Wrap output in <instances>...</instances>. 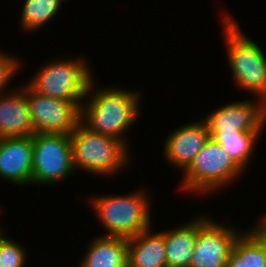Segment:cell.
<instances>
[{
    "mask_svg": "<svg viewBox=\"0 0 266 267\" xmlns=\"http://www.w3.org/2000/svg\"><path fill=\"white\" fill-rule=\"evenodd\" d=\"M94 82L93 79L89 85L88 99L82 103L80 121L94 132L122 140L130 148L125 133L130 132L129 128L141 114L142 95L113 85L96 88Z\"/></svg>",
    "mask_w": 266,
    "mask_h": 267,
    "instance_id": "cell-1",
    "label": "cell"
},
{
    "mask_svg": "<svg viewBox=\"0 0 266 267\" xmlns=\"http://www.w3.org/2000/svg\"><path fill=\"white\" fill-rule=\"evenodd\" d=\"M223 13L220 16L224 31L222 35L235 86L262 99L266 95V53L258 42L241 30L230 14Z\"/></svg>",
    "mask_w": 266,
    "mask_h": 267,
    "instance_id": "cell-2",
    "label": "cell"
},
{
    "mask_svg": "<svg viewBox=\"0 0 266 267\" xmlns=\"http://www.w3.org/2000/svg\"><path fill=\"white\" fill-rule=\"evenodd\" d=\"M131 192L123 196L106 194L87 199L107 231L103 236L131 239L152 228L150 195L142 188Z\"/></svg>",
    "mask_w": 266,
    "mask_h": 267,
    "instance_id": "cell-3",
    "label": "cell"
},
{
    "mask_svg": "<svg viewBox=\"0 0 266 267\" xmlns=\"http://www.w3.org/2000/svg\"><path fill=\"white\" fill-rule=\"evenodd\" d=\"M70 138L75 171L84 170L87 174L108 178L131 164L130 148L122 140L94 132L81 121Z\"/></svg>",
    "mask_w": 266,
    "mask_h": 267,
    "instance_id": "cell-4",
    "label": "cell"
},
{
    "mask_svg": "<svg viewBox=\"0 0 266 267\" xmlns=\"http://www.w3.org/2000/svg\"><path fill=\"white\" fill-rule=\"evenodd\" d=\"M85 57H57L37 68L27 84L39 94L70 102H83L95 78Z\"/></svg>",
    "mask_w": 266,
    "mask_h": 267,
    "instance_id": "cell-5",
    "label": "cell"
},
{
    "mask_svg": "<svg viewBox=\"0 0 266 267\" xmlns=\"http://www.w3.org/2000/svg\"><path fill=\"white\" fill-rule=\"evenodd\" d=\"M243 172L226 150L210 137L191 165L182 172L179 189L192 195H207L226 188L241 178Z\"/></svg>",
    "mask_w": 266,
    "mask_h": 267,
    "instance_id": "cell-6",
    "label": "cell"
},
{
    "mask_svg": "<svg viewBox=\"0 0 266 267\" xmlns=\"http://www.w3.org/2000/svg\"><path fill=\"white\" fill-rule=\"evenodd\" d=\"M32 184L53 186L74 175L70 134L34 133Z\"/></svg>",
    "mask_w": 266,
    "mask_h": 267,
    "instance_id": "cell-7",
    "label": "cell"
},
{
    "mask_svg": "<svg viewBox=\"0 0 266 267\" xmlns=\"http://www.w3.org/2000/svg\"><path fill=\"white\" fill-rule=\"evenodd\" d=\"M26 96L34 133L71 134L80 122L83 102L44 96L27 83Z\"/></svg>",
    "mask_w": 266,
    "mask_h": 267,
    "instance_id": "cell-8",
    "label": "cell"
},
{
    "mask_svg": "<svg viewBox=\"0 0 266 267\" xmlns=\"http://www.w3.org/2000/svg\"><path fill=\"white\" fill-rule=\"evenodd\" d=\"M220 106L214 109L204 121L210 133H240L245 131H264L266 107L258 97ZM258 100V101H257ZM260 100V101H259Z\"/></svg>",
    "mask_w": 266,
    "mask_h": 267,
    "instance_id": "cell-9",
    "label": "cell"
},
{
    "mask_svg": "<svg viewBox=\"0 0 266 267\" xmlns=\"http://www.w3.org/2000/svg\"><path fill=\"white\" fill-rule=\"evenodd\" d=\"M241 232L211 217L197 232L190 267H226L234 241Z\"/></svg>",
    "mask_w": 266,
    "mask_h": 267,
    "instance_id": "cell-10",
    "label": "cell"
},
{
    "mask_svg": "<svg viewBox=\"0 0 266 267\" xmlns=\"http://www.w3.org/2000/svg\"><path fill=\"white\" fill-rule=\"evenodd\" d=\"M209 139L210 132L204 119L181 125L165 139L163 156L170 165L184 172Z\"/></svg>",
    "mask_w": 266,
    "mask_h": 267,
    "instance_id": "cell-11",
    "label": "cell"
},
{
    "mask_svg": "<svg viewBox=\"0 0 266 267\" xmlns=\"http://www.w3.org/2000/svg\"><path fill=\"white\" fill-rule=\"evenodd\" d=\"M32 136L0 138V178L13 185L32 184Z\"/></svg>",
    "mask_w": 266,
    "mask_h": 267,
    "instance_id": "cell-12",
    "label": "cell"
},
{
    "mask_svg": "<svg viewBox=\"0 0 266 267\" xmlns=\"http://www.w3.org/2000/svg\"><path fill=\"white\" fill-rule=\"evenodd\" d=\"M22 85L0 95V138L26 137L34 134L26 83Z\"/></svg>",
    "mask_w": 266,
    "mask_h": 267,
    "instance_id": "cell-13",
    "label": "cell"
},
{
    "mask_svg": "<svg viewBox=\"0 0 266 267\" xmlns=\"http://www.w3.org/2000/svg\"><path fill=\"white\" fill-rule=\"evenodd\" d=\"M199 215L172 230H165L167 267L190 266L198 230L210 219Z\"/></svg>",
    "mask_w": 266,
    "mask_h": 267,
    "instance_id": "cell-14",
    "label": "cell"
},
{
    "mask_svg": "<svg viewBox=\"0 0 266 267\" xmlns=\"http://www.w3.org/2000/svg\"><path fill=\"white\" fill-rule=\"evenodd\" d=\"M128 267H167L165 230L149 228L128 239Z\"/></svg>",
    "mask_w": 266,
    "mask_h": 267,
    "instance_id": "cell-15",
    "label": "cell"
},
{
    "mask_svg": "<svg viewBox=\"0 0 266 267\" xmlns=\"http://www.w3.org/2000/svg\"><path fill=\"white\" fill-rule=\"evenodd\" d=\"M94 238L78 267H128V239L103 235Z\"/></svg>",
    "mask_w": 266,
    "mask_h": 267,
    "instance_id": "cell-16",
    "label": "cell"
},
{
    "mask_svg": "<svg viewBox=\"0 0 266 267\" xmlns=\"http://www.w3.org/2000/svg\"><path fill=\"white\" fill-rule=\"evenodd\" d=\"M262 131H245L240 133H210V137L220 144L232 160L245 172Z\"/></svg>",
    "mask_w": 266,
    "mask_h": 267,
    "instance_id": "cell-17",
    "label": "cell"
},
{
    "mask_svg": "<svg viewBox=\"0 0 266 267\" xmlns=\"http://www.w3.org/2000/svg\"><path fill=\"white\" fill-rule=\"evenodd\" d=\"M65 1L67 0H25L21 9V29L27 32L40 30L57 16Z\"/></svg>",
    "mask_w": 266,
    "mask_h": 267,
    "instance_id": "cell-18",
    "label": "cell"
},
{
    "mask_svg": "<svg viewBox=\"0 0 266 267\" xmlns=\"http://www.w3.org/2000/svg\"><path fill=\"white\" fill-rule=\"evenodd\" d=\"M3 231L4 229L0 231V263L2 267H24L26 259H28L26 248L14 239L8 238Z\"/></svg>",
    "mask_w": 266,
    "mask_h": 267,
    "instance_id": "cell-19",
    "label": "cell"
},
{
    "mask_svg": "<svg viewBox=\"0 0 266 267\" xmlns=\"http://www.w3.org/2000/svg\"><path fill=\"white\" fill-rule=\"evenodd\" d=\"M247 266L266 267V237L255 225L247 229Z\"/></svg>",
    "mask_w": 266,
    "mask_h": 267,
    "instance_id": "cell-20",
    "label": "cell"
},
{
    "mask_svg": "<svg viewBox=\"0 0 266 267\" xmlns=\"http://www.w3.org/2000/svg\"><path fill=\"white\" fill-rule=\"evenodd\" d=\"M3 49H0V95L10 92L6 87L11 80L17 75L21 66V60L14 55H9ZM20 66V67H19Z\"/></svg>",
    "mask_w": 266,
    "mask_h": 267,
    "instance_id": "cell-21",
    "label": "cell"
},
{
    "mask_svg": "<svg viewBox=\"0 0 266 267\" xmlns=\"http://www.w3.org/2000/svg\"><path fill=\"white\" fill-rule=\"evenodd\" d=\"M226 267L247 266V230L241 232L235 239L232 251L229 254Z\"/></svg>",
    "mask_w": 266,
    "mask_h": 267,
    "instance_id": "cell-22",
    "label": "cell"
},
{
    "mask_svg": "<svg viewBox=\"0 0 266 267\" xmlns=\"http://www.w3.org/2000/svg\"><path fill=\"white\" fill-rule=\"evenodd\" d=\"M256 223H254V225L266 237V214H264V217L261 216V219L259 220V222H256Z\"/></svg>",
    "mask_w": 266,
    "mask_h": 267,
    "instance_id": "cell-23",
    "label": "cell"
},
{
    "mask_svg": "<svg viewBox=\"0 0 266 267\" xmlns=\"http://www.w3.org/2000/svg\"><path fill=\"white\" fill-rule=\"evenodd\" d=\"M261 100H262L264 106L266 107V95Z\"/></svg>",
    "mask_w": 266,
    "mask_h": 267,
    "instance_id": "cell-24",
    "label": "cell"
}]
</instances>
